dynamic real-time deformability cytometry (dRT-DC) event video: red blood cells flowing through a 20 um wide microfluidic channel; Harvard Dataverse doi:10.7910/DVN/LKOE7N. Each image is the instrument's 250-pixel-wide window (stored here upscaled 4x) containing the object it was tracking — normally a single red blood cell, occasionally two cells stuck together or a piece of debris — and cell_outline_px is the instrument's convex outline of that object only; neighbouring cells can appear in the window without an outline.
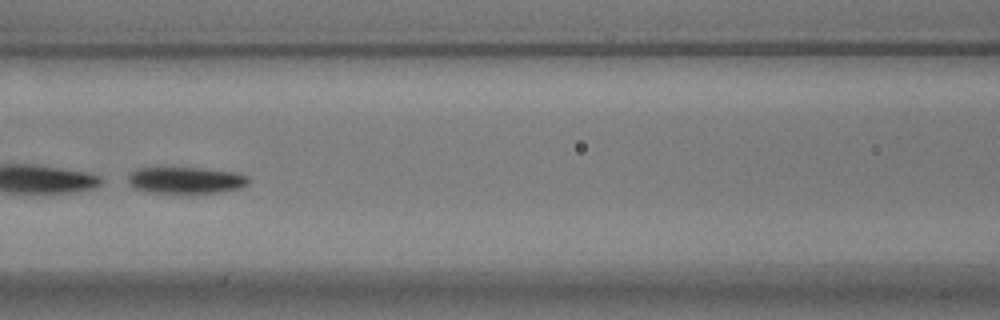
{"species": "common noctule bat (a hibernating species)", "species_latin": "Nyctalus noctula", "temperature_condition": "warm", "stored_images_in_passage": 46, "camera_frame_rate_fps": 3000, "um_per_image_px": 0.085, "animal": {"sex": "male", "body_mass_g": 17.9}, "frame": {"image": 1, "passage_image": 15, "time_ms": 4.667, "image_size_px": [1000, 320], "cell_outline_px": [[248, 184], [240, 188], [224, 192], [144, 192], [132, 188], [128, 184], [128, 172], [136, 168], [196, 168], [236, 172], [248, 176]], "centroid_in_image_um": [15.74, 15.31], "position_along_channel_um": 150.9, "area_um2": 18.67}}
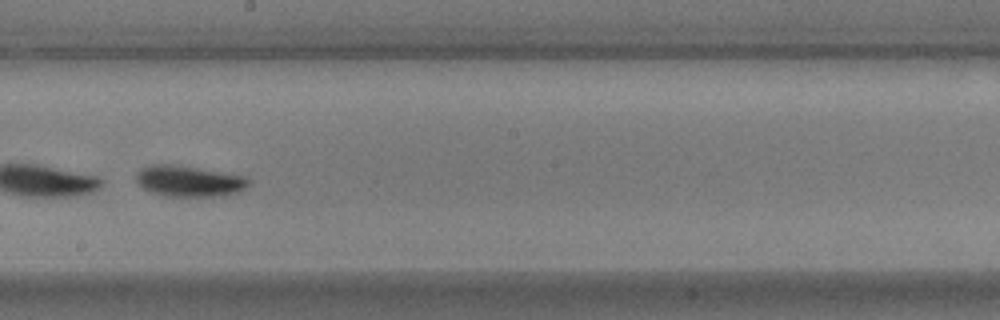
{"frame": {"image": 2, "passage_image": 22, "time_ms": 7.0, "image_size_px": [1000, 320], "cell_outline_px": [[248, 184], [240, 192], [220, 196], [164, 196], [152, 192], [144, 188], [136, 180], [136, 176], [140, 168], [152, 164], [168, 164], [244, 176], [248, 180]], "centroid_in_image_um": [16.03, 15.41], "position_along_channel_um": 232.2, "area_um2": 19.83}}
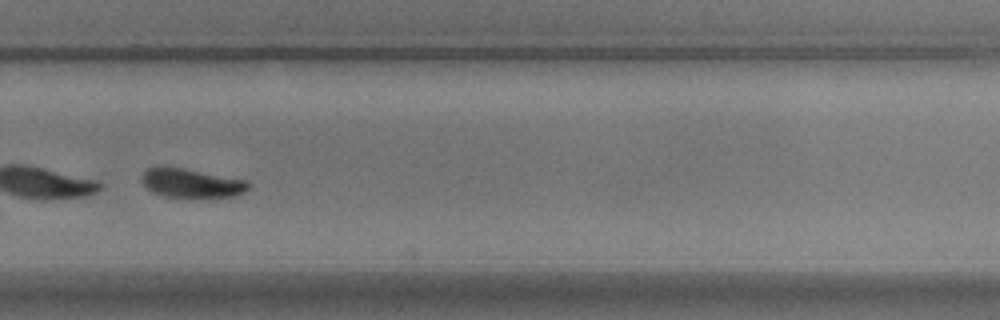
{"frame": {"image": 3, "passage_image": 29, "time_ms": 9.333, "image_size_px": [1000, 320], "cell_outline_px": [[248, 188], [244, 192], [236, 196], [160, 196], [152, 192], [140, 180], [140, 176], [148, 168], [184, 168], [248, 180]], "centroid_in_image_um": [16.27, 15.56], "position_along_channel_um": 313.5, "area_um2": 17.57}, "authors_computed_cell_mechanics": {"area_um2": 20.6057, "velocity_mm_per_s": 3.4968, "shape_relaxation_time_tau1_ms": 1.1574, "shape_relaxation_time_tau2_ms": 3.6614, "deformation_change_tau1": 0.2638, "deformation_change_tau2": 0.0829}}